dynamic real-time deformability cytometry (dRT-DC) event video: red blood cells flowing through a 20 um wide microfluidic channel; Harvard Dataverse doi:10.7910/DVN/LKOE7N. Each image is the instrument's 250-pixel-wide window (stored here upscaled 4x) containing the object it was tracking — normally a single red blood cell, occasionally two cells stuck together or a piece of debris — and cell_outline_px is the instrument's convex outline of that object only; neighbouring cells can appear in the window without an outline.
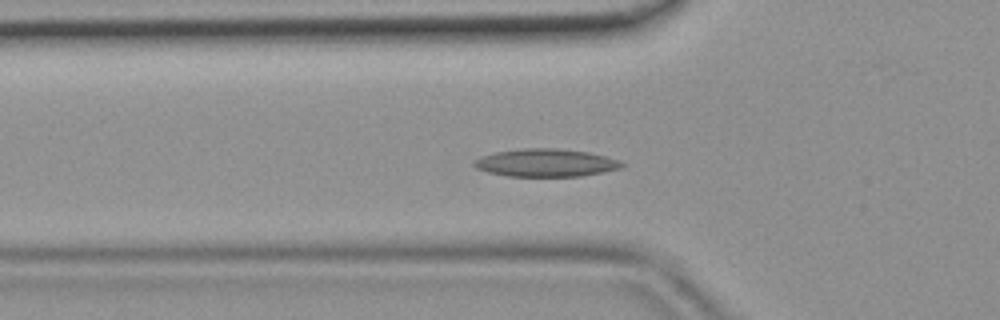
{"species": "common noctule bat (a hibernating species)", "species_latin": "Nyctalus noctula", "temperature_condition": "room temperature", "stored_images_in_passage": 45, "camera_frame_rate_fps": 3000, "um_per_image_px": 0.085, "animal": {"sex": "female", "body_mass_g": 19.9}, "frame": {"image": 1, "passage_image": 14, "time_ms": 4.333, "image_size_px": [1000, 320], "cell_outline_px": [[628, 164], [624, 168], [604, 172], [580, 176], [508, 176], [488, 172], [476, 168], [472, 164], [480, 156], [496, 152], [524, 148], [556, 148], [588, 152], [620, 160]], "centroid_in_image_um": [46.45, 13.84], "position_along_channel_um": 79.3, "area_um2": 24.04}}
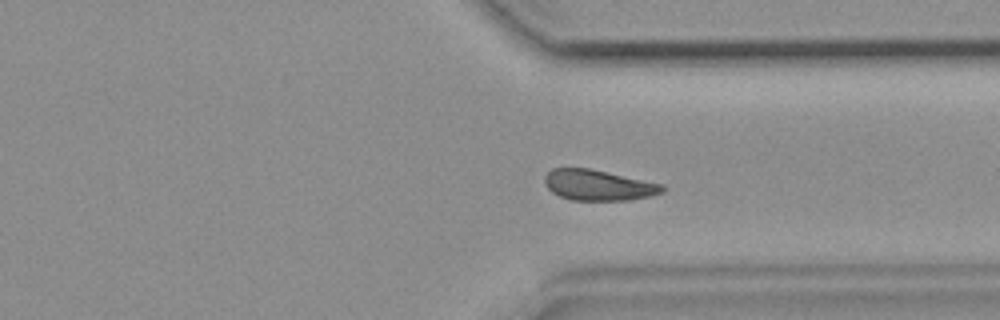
{"frame": {"image": 2, "passage_image": 33, "time_ms": 10.667, "image_size_px": [1000, 320], "cell_outline_px": [[664, 192], [648, 196], [628, 200], [572, 200], [560, 196], [552, 192], [544, 184], [544, 176], [552, 168], [588, 168], [664, 184]], "centroid_in_image_um": [50.84, 15.73], "position_along_channel_um": 360.6, "area_um2": 20.92}}
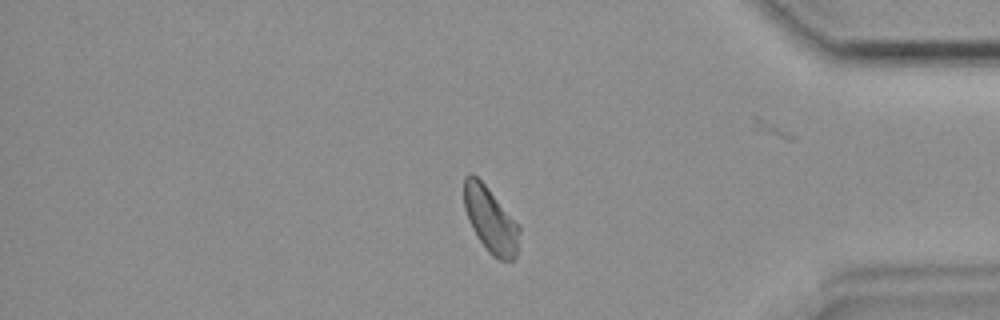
{"frame": {"image": 3, "passage_image": 37, "time_ms": 12.0, "image_size_px": [1000, 320], "cell_outline_px": [[520, 232], [516, 256], [512, 260], [500, 260], [492, 256], [488, 252], [472, 228], [468, 220], [464, 208], [464, 176], [468, 172], [472, 172], [484, 184], [520, 224]], "centroid_in_image_um": [41.7, 18.67], "position_along_channel_um": 393.5, "area_um2": 21.21}}